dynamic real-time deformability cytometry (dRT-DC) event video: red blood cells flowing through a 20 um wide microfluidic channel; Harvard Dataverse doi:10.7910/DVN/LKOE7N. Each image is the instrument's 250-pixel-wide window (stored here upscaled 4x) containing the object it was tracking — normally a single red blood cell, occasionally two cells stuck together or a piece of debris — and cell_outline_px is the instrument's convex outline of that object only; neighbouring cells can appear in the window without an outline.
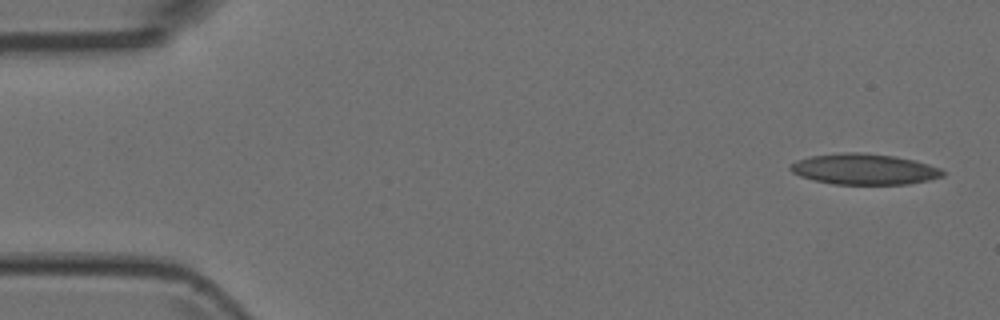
{"species": "Egyptian fruit bat (a non-hibernating species)", "species_latin": "Rousettus aegyptiacus", "temperature_condition": "room temperature", "stored_images_in_passage": 5, "camera_frame_rate_fps": 3000, "um_per_image_px": 0.085, "animal": {"sex": "female"}, "frame": {"image": 1, "passage_image": 1, "time_ms": 0.0, "image_size_px": [1000, 320], "cell_outline_px": [[944, 176], [928, 180], [908, 184], [832, 184], [800, 176], [792, 172], [788, 168], [796, 160], [808, 156], [844, 152], [860, 152], [896, 156], [916, 160], [940, 168], [944, 172]], "centroid_in_image_um": [73.46, 14.37], "position_along_channel_um": 11.5, "area_um2": 27.46}}
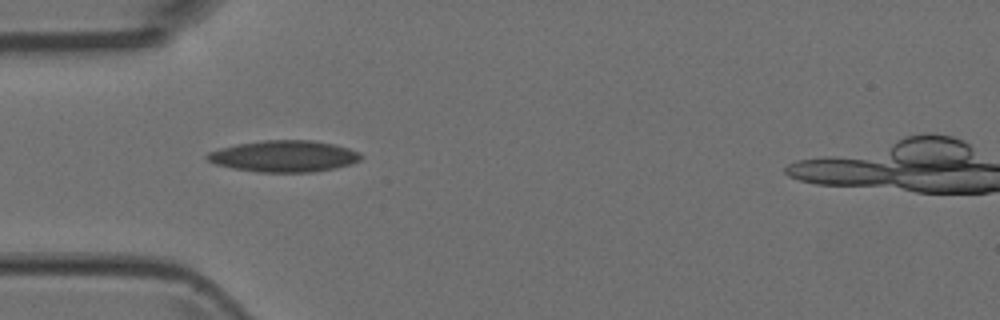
{"frame": {"image": 2, "passage_image": 4, "time_ms": 1.0, "image_size_px": [1000, 320], "cell_outline_px": [[364, 156], [360, 160], [352, 164], [336, 168], [312, 172], [256, 172], [232, 168], [216, 164], [208, 160], [204, 156], [208, 152], [220, 148], [236, 144], [264, 140], [312, 140], [336, 144], [360, 152]], "centroid_in_image_um": [24.17, 13.27], "position_along_channel_um": 60.8, "area_um2": 28.44}}
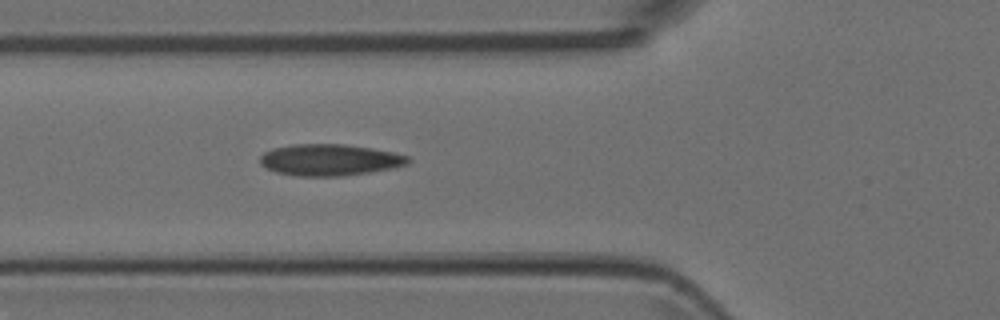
{"frame": {"image": 3, "passage_image": 5, "time_ms": 1.333, "image_size_px": [1000, 320], "cell_outline_px": [[412, 160], [408, 164], [392, 168], [368, 172], [340, 176], [296, 176], [276, 172], [264, 168], [260, 164], [260, 156], [264, 152], [272, 148], [292, 144], [344, 144], [372, 148], [392, 152], [408, 156]], "centroid_in_image_um": [27.99, 13.59], "position_along_channel_um": 97.8, "area_um2": 27.28}}